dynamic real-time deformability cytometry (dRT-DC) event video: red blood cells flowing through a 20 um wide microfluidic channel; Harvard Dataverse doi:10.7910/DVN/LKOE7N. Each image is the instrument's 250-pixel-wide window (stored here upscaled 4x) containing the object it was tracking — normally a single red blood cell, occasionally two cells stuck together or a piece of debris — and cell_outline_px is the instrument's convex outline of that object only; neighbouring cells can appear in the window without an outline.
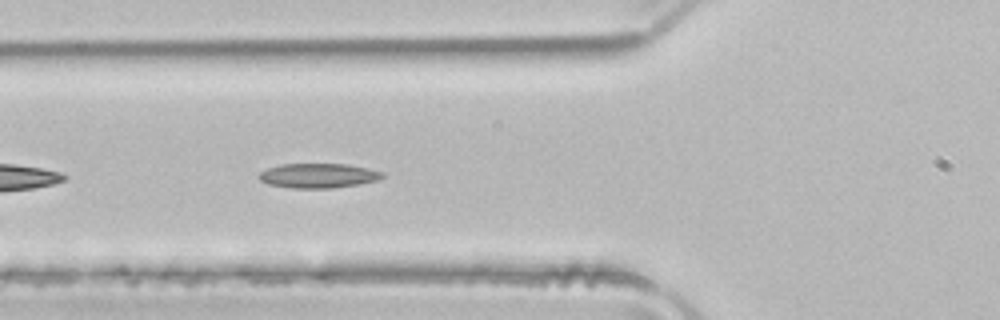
{"species": "common noctule bat (a hibernating species)", "species_latin": "Nyctalus noctula", "temperature_condition": "room temperature", "stored_images_in_passage": 38, "camera_frame_rate_fps": 3000, "um_per_image_px": 0.085, "animal": {"sex": "male", "body_mass_g": 21.5, "forearm_length_mm": 52.0}, "frame": {"image": 1, "passage_image": 5, "time_ms": 1.333, "image_size_px": [1000, 320], "cell_outline_px": [[388, 176], [380, 180], [360, 184], [332, 188], [292, 188], [268, 184], [260, 180], [260, 172], [268, 168], [280, 164], [348, 164], [368, 168], [384, 172]], "centroid_in_image_um": [27.14, 14.93], "position_along_channel_um": 98.7, "area_um2": 17.86}}
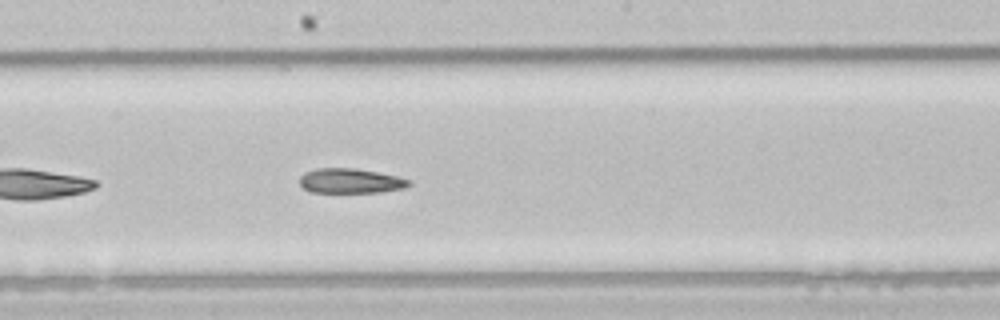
{"frame": {"image": 2, "passage_image": 14, "time_ms": 4.333, "image_size_px": [1000, 320], "cell_outline_px": [[412, 184], [404, 188], [380, 192], [312, 192], [304, 188], [300, 184], [300, 176], [304, 172], [316, 168], [352, 168], [376, 172], [396, 176], [412, 180]], "centroid_in_image_um": [29.79, 15.37], "position_along_channel_um": 218.4, "area_um2": 15.72}}
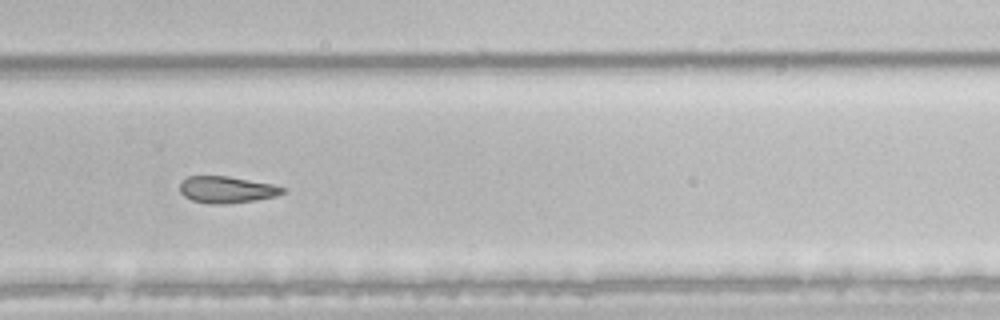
{"frame": {"image": 3, "passage_image": 21, "time_ms": 6.667, "image_size_px": [1000, 320], "cell_outline_px": [[288, 192], [276, 196], [256, 200], [224, 204], [208, 204], [192, 200], [184, 196], [180, 192], [180, 184], [188, 176], [228, 176], [272, 184], [288, 188]], "centroid_in_image_um": [19.32, 16.12], "position_along_channel_um": 310.5, "area_um2": 16.13}}